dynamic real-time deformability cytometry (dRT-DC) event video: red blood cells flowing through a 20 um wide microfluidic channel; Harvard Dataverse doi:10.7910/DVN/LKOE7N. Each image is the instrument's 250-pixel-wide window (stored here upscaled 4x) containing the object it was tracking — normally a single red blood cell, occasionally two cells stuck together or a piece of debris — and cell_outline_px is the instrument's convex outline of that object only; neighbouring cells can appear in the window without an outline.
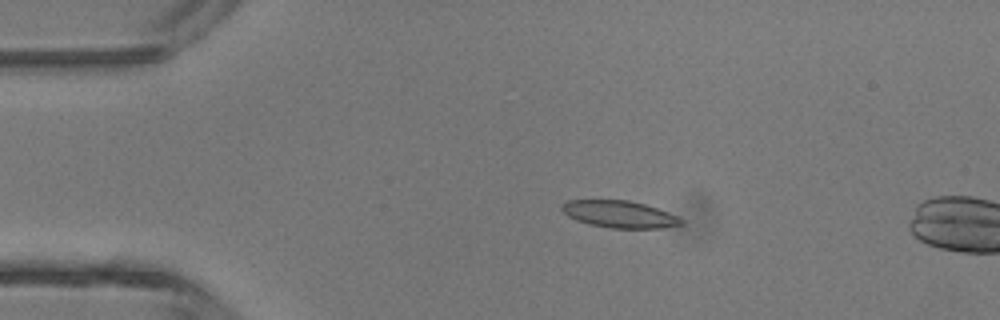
{"species": "common noctule bat (a hibernating species)", "species_latin": "Nyctalus noctula", "temperature_condition": "room temperature", "stored_images_in_passage": 3, "camera_frame_rate_fps": 3000, "um_per_image_px": 0.085, "animal": {"sex": "male", "body_mass_g": 13.3}, "frame": {"image": 1, "passage_image": 2, "time_ms": 0.333, "image_size_px": [1000, 320], "cell_outline_px": [[684, 224], [660, 228], [612, 228], [588, 224], [576, 220], [568, 216], [560, 208], [560, 204], [568, 200], [628, 200], [644, 204], [668, 212], [684, 220]], "centroid_in_image_um": [52.63, 18.21], "position_along_channel_um": 32.4, "area_um2": 18.79}}